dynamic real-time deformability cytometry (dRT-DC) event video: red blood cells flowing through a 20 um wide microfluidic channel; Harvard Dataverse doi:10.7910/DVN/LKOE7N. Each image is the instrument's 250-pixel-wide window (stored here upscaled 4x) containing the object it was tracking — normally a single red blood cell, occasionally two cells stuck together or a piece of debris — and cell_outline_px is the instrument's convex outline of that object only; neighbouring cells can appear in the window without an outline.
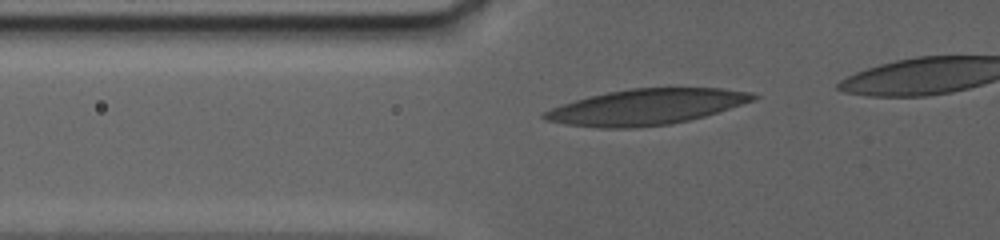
{"species": "human", "species_latin": "Homo sapiens", "temperature_condition": "warm", "stored_images_in_passage": 4, "segment_of_instrument_passage": [1, 2], "camera_frame_rate_fps": 3000, "um_per_image_px": 0.085, "donor": {"sex": "female"}, "frame": {"image": 1, "passage_image": 2, "time_ms": 0.667, "image_size_px": [1000, 240], "cell_outline_px": [[760, 96], [756, 100], [704, 116], [672, 124], [636, 128], [600, 128], [564, 124], [544, 120], [540, 116], [544, 112], [560, 104], [588, 96], [628, 88], [720, 88], [752, 92]], "centroid_in_image_um": [54.91, 9.09], "position_along_channel_um": 70.9, "area_um2": 43.7}}